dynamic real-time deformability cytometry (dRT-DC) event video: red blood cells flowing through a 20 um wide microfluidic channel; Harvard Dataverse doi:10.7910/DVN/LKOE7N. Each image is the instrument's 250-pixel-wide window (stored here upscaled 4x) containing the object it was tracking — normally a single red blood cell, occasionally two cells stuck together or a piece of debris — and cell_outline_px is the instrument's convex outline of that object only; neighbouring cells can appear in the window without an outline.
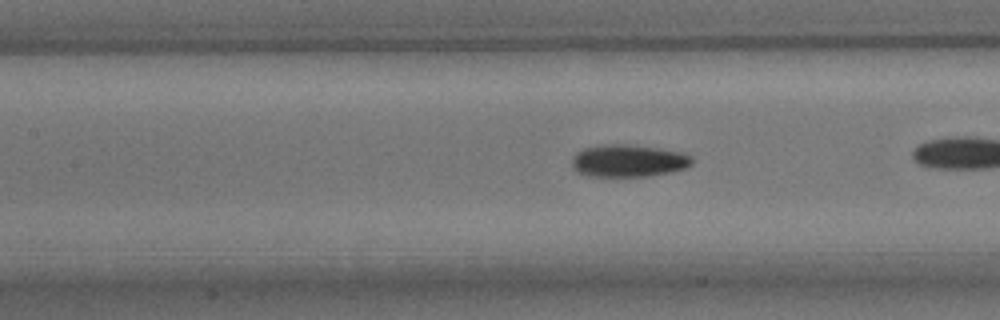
{"species": "common noctule bat (a hibernating species)", "species_latin": "Nyctalus noctula", "temperature_condition": "room temperature", "stored_images_in_passage": 33, "camera_frame_rate_fps": 3000, "um_per_image_px": 0.085, "animal": {"sex": "male", "body_mass_g": 15.6}, "frame": {"image": 1, "passage_image": 15, "time_ms": 4.667, "image_size_px": [1000, 320], "cell_outline_px": [[692, 164], [688, 168], [672, 172], [652, 176], [588, 176], [576, 172], [572, 168], [572, 156], [576, 152], [584, 148], [604, 144], [628, 144], [660, 148], [680, 152], [692, 156]], "centroid_in_image_um": [53.41, 13.67], "position_along_channel_um": 154.0, "area_um2": 23.0}}
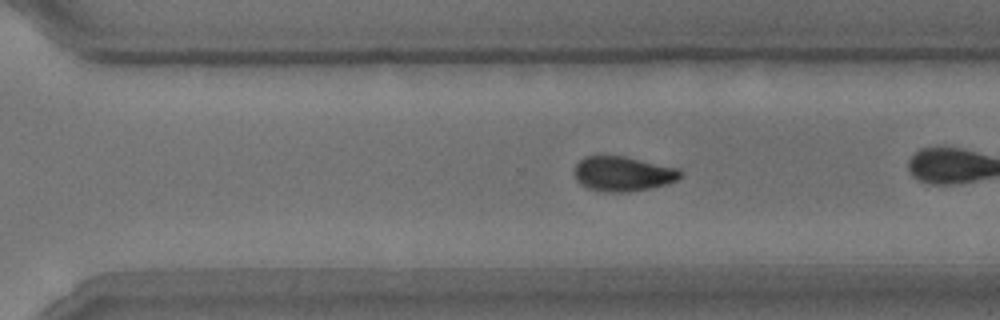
{"frame": {"image": 2, "passage_image": 28, "time_ms": 9.0, "image_size_px": [1000, 320], "cell_outline_px": [[684, 172], [676, 180], [664, 184], [648, 188], [624, 192], [608, 192], [588, 188], [580, 184], [576, 180], [572, 172], [576, 164], [584, 156], [624, 156], [680, 168]], "centroid_in_image_um": [52.92, 14.76], "position_along_channel_um": 317.7, "area_um2": 21.5}}